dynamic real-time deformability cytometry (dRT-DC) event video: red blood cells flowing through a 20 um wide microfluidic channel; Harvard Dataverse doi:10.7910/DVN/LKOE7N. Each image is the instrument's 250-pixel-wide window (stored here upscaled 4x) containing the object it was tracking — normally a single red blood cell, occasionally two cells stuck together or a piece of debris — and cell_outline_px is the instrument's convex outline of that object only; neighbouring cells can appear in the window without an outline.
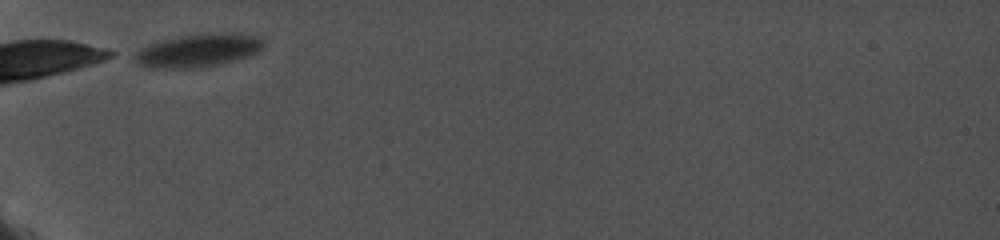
{"species": "common noctule bat (a hibernating species)", "species_latin": "Nyctalus noctula", "temperature_condition": "cold", "stored_images_in_passage": 43, "camera_frame_rate_fps": 5000, "um_per_image_px": 0.085, "animal": {"sex": "female", "body_mass_g": 19.0, "forearm_length_mm": 56.7}, "frame": {"image": 1, "passage_image": 1, "time_ms": 0.0, "image_size_px": [1000, 240], "cell_outline_px": [[264, 48], [248, 56], [216, 64], [188, 68], [152, 68], [136, 64], [124, 56], [148, 44], [160, 40], [180, 36], [204, 32], [240, 32], [260, 36], [264, 40]], "centroid_in_image_um": [16.74, 4.25], "position_along_channel_um": 68.3, "area_um2": 25.72}}
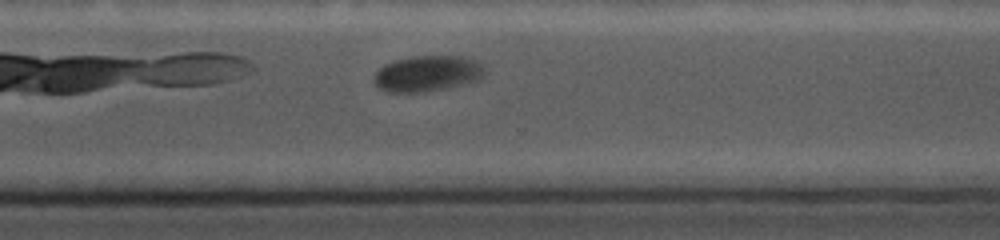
{"frame": {"image": 2, "passage_image": 31, "time_ms": 7.6, "image_size_px": [1000, 240], "cell_outline_px": [[484, 76], [460, 84], [444, 88], [424, 92], [388, 92], [380, 88], [372, 80], [376, 72], [384, 64], [396, 60], [412, 56], [460, 56], [476, 60], [484, 64]], "centroid_in_image_um": [36.3, 6.24], "position_along_channel_um": 334.3, "area_um2": 22.89}}
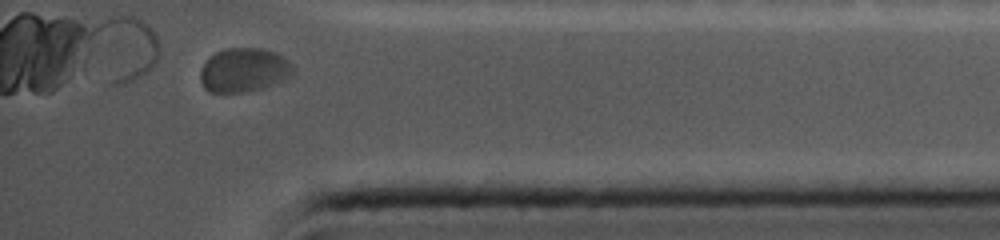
{"frame": {"image": 3, "passage_image": 39, "time_ms": 9.8, "image_size_px": [1000, 240], "cell_outline_px": [[292, 76], [264, 88], [244, 92], [208, 92], [204, 88], [200, 80], [200, 68], [208, 56], [224, 48], [260, 48], [276, 52], [284, 56], [292, 64]], "centroid_in_image_um": [20.7, 5.94], "position_along_channel_um": 414.5, "area_um2": 24.1}}